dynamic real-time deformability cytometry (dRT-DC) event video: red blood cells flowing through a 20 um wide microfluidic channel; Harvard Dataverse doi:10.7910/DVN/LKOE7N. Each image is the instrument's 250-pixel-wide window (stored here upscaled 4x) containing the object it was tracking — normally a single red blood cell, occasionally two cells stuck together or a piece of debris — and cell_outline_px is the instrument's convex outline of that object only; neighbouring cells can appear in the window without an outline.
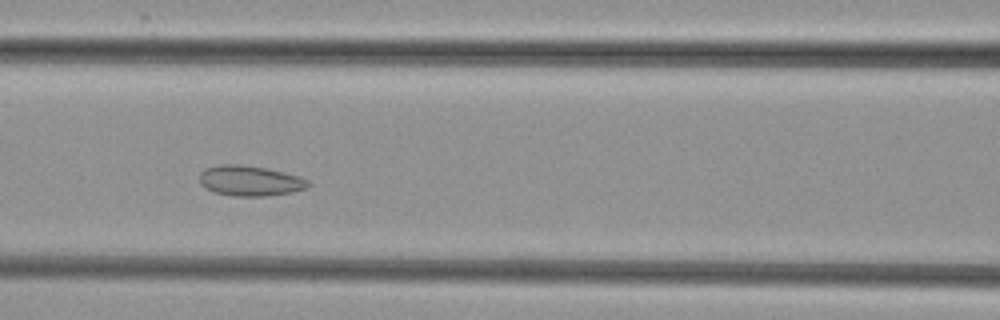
{"species": "common noctule bat (a hibernating species)", "species_latin": "Nyctalus noctula", "temperature_condition": "cold", "stored_images_in_passage": 48, "camera_frame_rate_fps": 3000, "um_per_image_px": 0.085, "animal": {"sex": "female", "body_mass_g": 29.2, "forearm_length_mm": 56.3}, "frame": {"image": 1, "passage_image": 18, "time_ms": 5.667, "image_size_px": [1000, 320], "cell_outline_px": [[312, 184], [308, 188], [292, 192], [264, 196], [236, 196], [216, 192], [204, 188], [200, 184], [200, 172], [204, 168], [216, 164], [240, 164], [264, 168], [284, 172], [300, 176], [308, 180]], "centroid_in_image_um": [21.25, 15.35], "position_along_channel_um": 145.4, "area_um2": 19.36}}
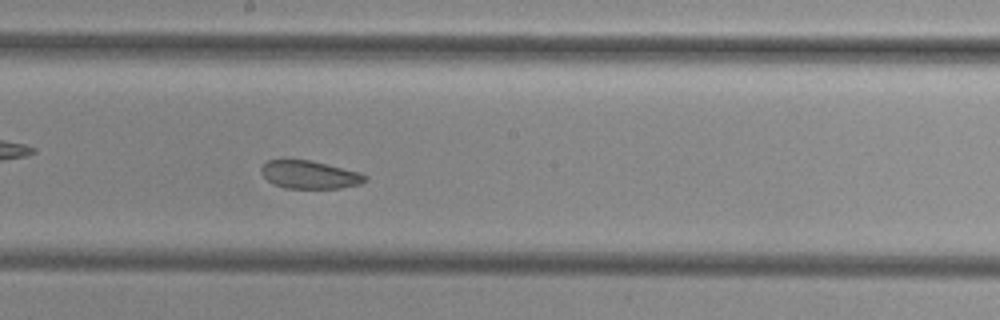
{"frame": {"image": 2, "passage_image": 24, "time_ms": 7.667, "image_size_px": [1000, 320], "cell_outline_px": [[368, 180], [360, 184], [340, 188], [284, 188], [272, 184], [260, 172], [260, 168], [268, 160], [312, 160], [360, 172], [368, 176]], "centroid_in_image_um": [26.34, 14.85], "position_along_channel_um": 221.9, "area_um2": 17.05}}
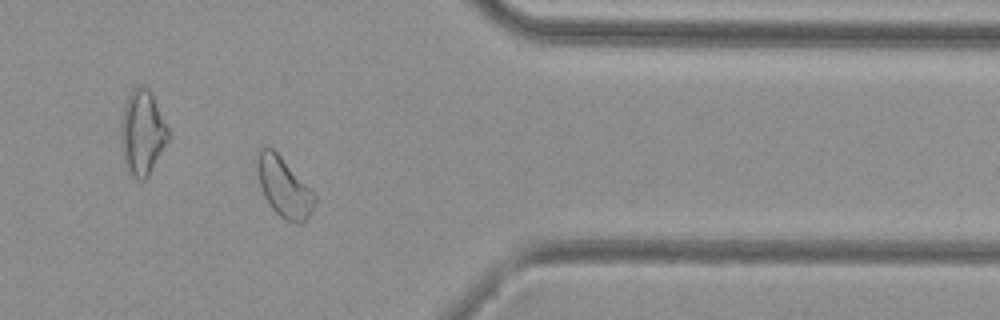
{"frame": {"image": 3, "passage_image": 38, "time_ms": 12.333, "image_size_px": [1000, 320], "cell_outline_px": [[316, 200], [312, 212], [304, 224], [296, 224], [284, 220], [272, 208], [264, 196], [256, 172], [256, 152], [260, 148], [272, 148], [280, 156], [316, 196]], "centroid_in_image_um": [24.11, 15.95], "position_along_channel_um": 387.3, "area_um2": 19.88}}